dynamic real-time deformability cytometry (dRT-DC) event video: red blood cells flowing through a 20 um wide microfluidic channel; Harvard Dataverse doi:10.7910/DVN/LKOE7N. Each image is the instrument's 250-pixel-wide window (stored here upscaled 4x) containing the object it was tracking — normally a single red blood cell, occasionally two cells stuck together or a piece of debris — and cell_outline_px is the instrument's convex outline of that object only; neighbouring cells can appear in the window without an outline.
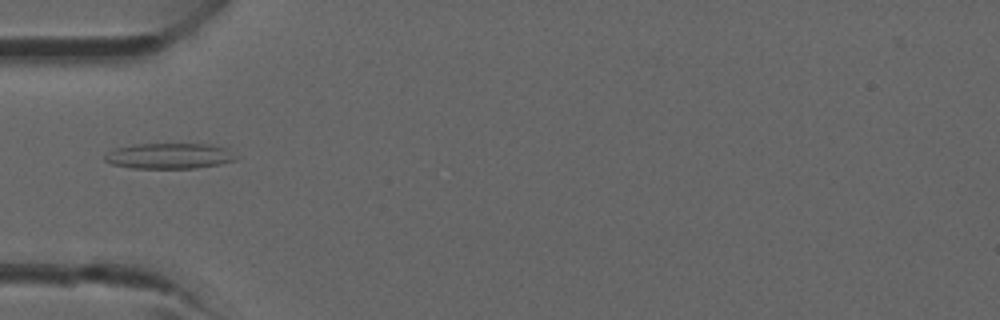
{"species": "common noctule bat (a hibernating species)", "species_latin": "Nyctalus noctula", "temperature_condition": "room temperature", "stored_images_in_passage": 41, "camera_frame_rate_fps": 3000, "um_per_image_px": 0.085, "animal": {"sex": "male", "forearm_length_mm": 52.5}, "frame": {"image": 1, "passage_image": 13, "time_ms": 4.0, "image_size_px": [1000, 320], "cell_outline_px": [[240, 156], [236, 160], [220, 164], [196, 168], [132, 168], [112, 164], [104, 160], [104, 156], [108, 152], [116, 148], [136, 144], [208, 144], [224, 148]], "centroid_in_image_um": [14.41, 13.26], "position_along_channel_um": 70.6, "area_um2": 19.54}}
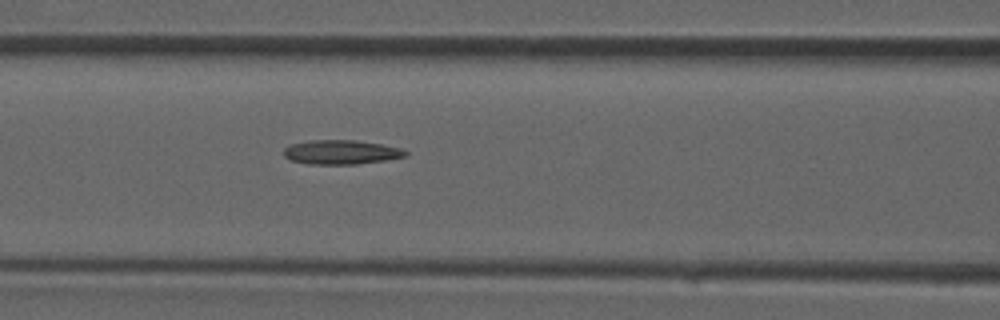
{"frame": {"image": 2, "passage_image": 17, "time_ms": 5.333, "image_size_px": [1000, 320], "cell_outline_px": [[408, 156], [384, 160], [356, 164], [308, 164], [292, 160], [284, 156], [284, 148], [288, 144], [312, 140], [356, 140], [380, 144], [400, 148], [408, 152]], "centroid_in_image_um": [28.98, 12.93], "position_along_channel_um": 137.6, "area_um2": 17.17}}
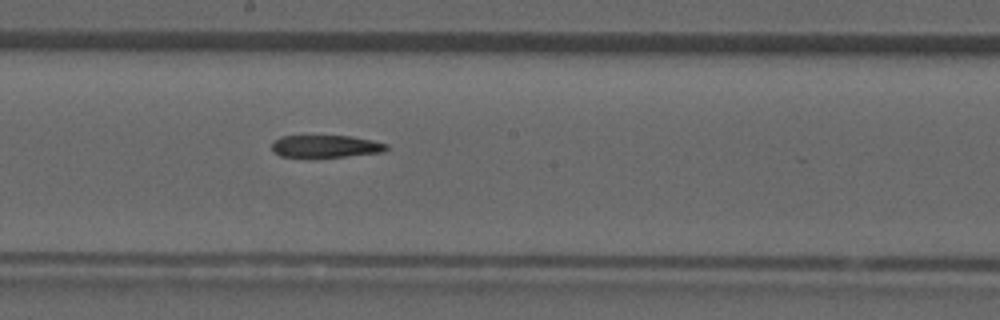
{"frame": {"image": 3, "passage_image": 22, "time_ms": 7.0, "image_size_px": [1000, 320], "cell_outline_px": [[388, 148], [384, 152], [344, 156], [280, 156], [272, 152], [272, 140], [280, 136], [352, 136], [372, 140], [388, 144]], "centroid_in_image_um": [27.67, 12.42], "position_along_channel_um": 220.5, "area_um2": 14.8}}